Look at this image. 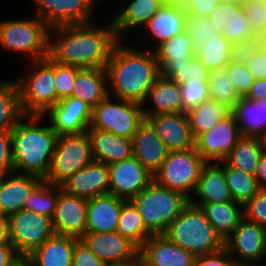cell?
<instances>
[{
  "instance_id": "681fc988",
  "label": "cell",
  "mask_w": 266,
  "mask_h": 266,
  "mask_svg": "<svg viewBox=\"0 0 266 266\" xmlns=\"http://www.w3.org/2000/svg\"><path fill=\"white\" fill-rule=\"evenodd\" d=\"M255 79H266V49L260 44L238 50Z\"/></svg>"
},
{
  "instance_id": "52a82bcc",
  "label": "cell",
  "mask_w": 266,
  "mask_h": 266,
  "mask_svg": "<svg viewBox=\"0 0 266 266\" xmlns=\"http://www.w3.org/2000/svg\"><path fill=\"white\" fill-rule=\"evenodd\" d=\"M34 17L0 22V46L23 52L30 61L45 59L49 54L50 27L38 16Z\"/></svg>"
},
{
  "instance_id": "2e32d148",
  "label": "cell",
  "mask_w": 266,
  "mask_h": 266,
  "mask_svg": "<svg viewBox=\"0 0 266 266\" xmlns=\"http://www.w3.org/2000/svg\"><path fill=\"white\" fill-rule=\"evenodd\" d=\"M109 193L124 200L136 197L154 176L134 157L108 164Z\"/></svg>"
},
{
  "instance_id": "7a4b0ae2",
  "label": "cell",
  "mask_w": 266,
  "mask_h": 266,
  "mask_svg": "<svg viewBox=\"0 0 266 266\" xmlns=\"http://www.w3.org/2000/svg\"><path fill=\"white\" fill-rule=\"evenodd\" d=\"M108 94L143 104L155 79L160 75L155 52L116 44L106 65ZM110 87V88H109Z\"/></svg>"
},
{
  "instance_id": "11a10c76",
  "label": "cell",
  "mask_w": 266,
  "mask_h": 266,
  "mask_svg": "<svg viewBox=\"0 0 266 266\" xmlns=\"http://www.w3.org/2000/svg\"><path fill=\"white\" fill-rule=\"evenodd\" d=\"M194 266H241L223 247L212 254L196 256Z\"/></svg>"
},
{
  "instance_id": "603a6c76",
  "label": "cell",
  "mask_w": 266,
  "mask_h": 266,
  "mask_svg": "<svg viewBox=\"0 0 266 266\" xmlns=\"http://www.w3.org/2000/svg\"><path fill=\"white\" fill-rule=\"evenodd\" d=\"M132 140L133 156L154 176L170 151L147 119L140 124Z\"/></svg>"
},
{
  "instance_id": "f546056e",
  "label": "cell",
  "mask_w": 266,
  "mask_h": 266,
  "mask_svg": "<svg viewBox=\"0 0 266 266\" xmlns=\"http://www.w3.org/2000/svg\"><path fill=\"white\" fill-rule=\"evenodd\" d=\"M192 205L200 207L215 232L223 241L234 232L244 218L243 205L235 201Z\"/></svg>"
},
{
  "instance_id": "60d3db41",
  "label": "cell",
  "mask_w": 266,
  "mask_h": 266,
  "mask_svg": "<svg viewBox=\"0 0 266 266\" xmlns=\"http://www.w3.org/2000/svg\"><path fill=\"white\" fill-rule=\"evenodd\" d=\"M225 176L233 201L243 206L260 190L256 178L240 169L225 166Z\"/></svg>"
},
{
  "instance_id": "5b68a950",
  "label": "cell",
  "mask_w": 266,
  "mask_h": 266,
  "mask_svg": "<svg viewBox=\"0 0 266 266\" xmlns=\"http://www.w3.org/2000/svg\"><path fill=\"white\" fill-rule=\"evenodd\" d=\"M131 201L136 206L145 228L151 234H163L189 204L183 193L170 190L153 180Z\"/></svg>"
},
{
  "instance_id": "8fae6325",
  "label": "cell",
  "mask_w": 266,
  "mask_h": 266,
  "mask_svg": "<svg viewBox=\"0 0 266 266\" xmlns=\"http://www.w3.org/2000/svg\"><path fill=\"white\" fill-rule=\"evenodd\" d=\"M10 242L20 256L28 257L54 234L52 219L22 209L8 216Z\"/></svg>"
},
{
  "instance_id": "003e7915",
  "label": "cell",
  "mask_w": 266,
  "mask_h": 266,
  "mask_svg": "<svg viewBox=\"0 0 266 266\" xmlns=\"http://www.w3.org/2000/svg\"><path fill=\"white\" fill-rule=\"evenodd\" d=\"M171 2L182 4L185 0H170Z\"/></svg>"
},
{
  "instance_id": "ffe728a7",
  "label": "cell",
  "mask_w": 266,
  "mask_h": 266,
  "mask_svg": "<svg viewBox=\"0 0 266 266\" xmlns=\"http://www.w3.org/2000/svg\"><path fill=\"white\" fill-rule=\"evenodd\" d=\"M60 186L68 194L85 199L107 194L109 193L108 164L93 160Z\"/></svg>"
},
{
  "instance_id": "e575fe53",
  "label": "cell",
  "mask_w": 266,
  "mask_h": 266,
  "mask_svg": "<svg viewBox=\"0 0 266 266\" xmlns=\"http://www.w3.org/2000/svg\"><path fill=\"white\" fill-rule=\"evenodd\" d=\"M154 48L159 67H180L188 63L196 53L186 30Z\"/></svg>"
},
{
  "instance_id": "680465c9",
  "label": "cell",
  "mask_w": 266,
  "mask_h": 266,
  "mask_svg": "<svg viewBox=\"0 0 266 266\" xmlns=\"http://www.w3.org/2000/svg\"><path fill=\"white\" fill-rule=\"evenodd\" d=\"M227 15V1H222L209 15L208 19H210L215 25L218 33L222 32V28L224 26Z\"/></svg>"
},
{
  "instance_id": "b9f144b4",
  "label": "cell",
  "mask_w": 266,
  "mask_h": 266,
  "mask_svg": "<svg viewBox=\"0 0 266 266\" xmlns=\"http://www.w3.org/2000/svg\"><path fill=\"white\" fill-rule=\"evenodd\" d=\"M208 85L210 98L224 104L231 110L235 108L237 102L242 98L228 77L225 67L210 71Z\"/></svg>"
},
{
  "instance_id": "7402d4cb",
  "label": "cell",
  "mask_w": 266,
  "mask_h": 266,
  "mask_svg": "<svg viewBox=\"0 0 266 266\" xmlns=\"http://www.w3.org/2000/svg\"><path fill=\"white\" fill-rule=\"evenodd\" d=\"M42 181L35 175L17 172L0 177V214L9 216L24 209L30 193Z\"/></svg>"
},
{
  "instance_id": "e0dca14e",
  "label": "cell",
  "mask_w": 266,
  "mask_h": 266,
  "mask_svg": "<svg viewBox=\"0 0 266 266\" xmlns=\"http://www.w3.org/2000/svg\"><path fill=\"white\" fill-rule=\"evenodd\" d=\"M88 199L68 194L58 185L52 219L54 233L81 239L86 232Z\"/></svg>"
},
{
  "instance_id": "e7e4bbea",
  "label": "cell",
  "mask_w": 266,
  "mask_h": 266,
  "mask_svg": "<svg viewBox=\"0 0 266 266\" xmlns=\"http://www.w3.org/2000/svg\"><path fill=\"white\" fill-rule=\"evenodd\" d=\"M10 266H33L29 257L21 256Z\"/></svg>"
},
{
  "instance_id": "9a60e30c",
  "label": "cell",
  "mask_w": 266,
  "mask_h": 266,
  "mask_svg": "<svg viewBox=\"0 0 266 266\" xmlns=\"http://www.w3.org/2000/svg\"><path fill=\"white\" fill-rule=\"evenodd\" d=\"M242 137L234 115L221 119L195 139V148L206 162H222Z\"/></svg>"
},
{
  "instance_id": "6da1fadb",
  "label": "cell",
  "mask_w": 266,
  "mask_h": 266,
  "mask_svg": "<svg viewBox=\"0 0 266 266\" xmlns=\"http://www.w3.org/2000/svg\"><path fill=\"white\" fill-rule=\"evenodd\" d=\"M95 22L50 28L49 54L56 63L80 68H106L119 40L113 21L104 28ZM53 37L59 38L55 43Z\"/></svg>"
},
{
  "instance_id": "d6a6232c",
  "label": "cell",
  "mask_w": 266,
  "mask_h": 266,
  "mask_svg": "<svg viewBox=\"0 0 266 266\" xmlns=\"http://www.w3.org/2000/svg\"><path fill=\"white\" fill-rule=\"evenodd\" d=\"M232 114L242 136L257 137L266 129V97L259 101L242 97Z\"/></svg>"
},
{
  "instance_id": "c3c4849f",
  "label": "cell",
  "mask_w": 266,
  "mask_h": 266,
  "mask_svg": "<svg viewBox=\"0 0 266 266\" xmlns=\"http://www.w3.org/2000/svg\"><path fill=\"white\" fill-rule=\"evenodd\" d=\"M80 69L81 68L77 66L60 64L54 61L57 103L62 99L72 96L75 77Z\"/></svg>"
},
{
  "instance_id": "4dcf8cb0",
  "label": "cell",
  "mask_w": 266,
  "mask_h": 266,
  "mask_svg": "<svg viewBox=\"0 0 266 266\" xmlns=\"http://www.w3.org/2000/svg\"><path fill=\"white\" fill-rule=\"evenodd\" d=\"M221 34L238 50L259 43L242 3L227 1V15Z\"/></svg>"
},
{
  "instance_id": "484cf974",
  "label": "cell",
  "mask_w": 266,
  "mask_h": 266,
  "mask_svg": "<svg viewBox=\"0 0 266 266\" xmlns=\"http://www.w3.org/2000/svg\"><path fill=\"white\" fill-rule=\"evenodd\" d=\"M124 201L111 193L88 199L86 232L116 231Z\"/></svg>"
},
{
  "instance_id": "277c9868",
  "label": "cell",
  "mask_w": 266,
  "mask_h": 266,
  "mask_svg": "<svg viewBox=\"0 0 266 266\" xmlns=\"http://www.w3.org/2000/svg\"><path fill=\"white\" fill-rule=\"evenodd\" d=\"M163 234L195 256L212 254L224 247V241L215 232L203 211L191 203L168 225Z\"/></svg>"
},
{
  "instance_id": "4fadbf2b",
  "label": "cell",
  "mask_w": 266,
  "mask_h": 266,
  "mask_svg": "<svg viewBox=\"0 0 266 266\" xmlns=\"http://www.w3.org/2000/svg\"><path fill=\"white\" fill-rule=\"evenodd\" d=\"M224 248L241 266H261L254 262L266 256V229L243 218L224 240Z\"/></svg>"
},
{
  "instance_id": "4316f807",
  "label": "cell",
  "mask_w": 266,
  "mask_h": 266,
  "mask_svg": "<svg viewBox=\"0 0 266 266\" xmlns=\"http://www.w3.org/2000/svg\"><path fill=\"white\" fill-rule=\"evenodd\" d=\"M187 13L182 4L166 1L145 25L153 35L156 47L186 30Z\"/></svg>"
},
{
  "instance_id": "5bb4252c",
  "label": "cell",
  "mask_w": 266,
  "mask_h": 266,
  "mask_svg": "<svg viewBox=\"0 0 266 266\" xmlns=\"http://www.w3.org/2000/svg\"><path fill=\"white\" fill-rule=\"evenodd\" d=\"M36 16L50 28L93 22L97 0H34Z\"/></svg>"
},
{
  "instance_id": "3957f363",
  "label": "cell",
  "mask_w": 266,
  "mask_h": 266,
  "mask_svg": "<svg viewBox=\"0 0 266 266\" xmlns=\"http://www.w3.org/2000/svg\"><path fill=\"white\" fill-rule=\"evenodd\" d=\"M42 116L24 115L11 130L14 172L46 178L58 134L51 125L38 126ZM29 120V123H26ZM22 170V171H21Z\"/></svg>"
},
{
  "instance_id": "7bdbcfd3",
  "label": "cell",
  "mask_w": 266,
  "mask_h": 266,
  "mask_svg": "<svg viewBox=\"0 0 266 266\" xmlns=\"http://www.w3.org/2000/svg\"><path fill=\"white\" fill-rule=\"evenodd\" d=\"M58 199V185L42 181L27 198L24 209L52 218Z\"/></svg>"
},
{
  "instance_id": "7c38bea8",
  "label": "cell",
  "mask_w": 266,
  "mask_h": 266,
  "mask_svg": "<svg viewBox=\"0 0 266 266\" xmlns=\"http://www.w3.org/2000/svg\"><path fill=\"white\" fill-rule=\"evenodd\" d=\"M81 240L108 266H139V249L117 231L85 232Z\"/></svg>"
},
{
  "instance_id": "03108f58",
  "label": "cell",
  "mask_w": 266,
  "mask_h": 266,
  "mask_svg": "<svg viewBox=\"0 0 266 266\" xmlns=\"http://www.w3.org/2000/svg\"><path fill=\"white\" fill-rule=\"evenodd\" d=\"M259 43L266 49V34L259 40Z\"/></svg>"
},
{
  "instance_id": "6f0895ef",
  "label": "cell",
  "mask_w": 266,
  "mask_h": 266,
  "mask_svg": "<svg viewBox=\"0 0 266 266\" xmlns=\"http://www.w3.org/2000/svg\"><path fill=\"white\" fill-rule=\"evenodd\" d=\"M20 257L11 242L0 244V266H10Z\"/></svg>"
},
{
  "instance_id": "83f0119b",
  "label": "cell",
  "mask_w": 266,
  "mask_h": 266,
  "mask_svg": "<svg viewBox=\"0 0 266 266\" xmlns=\"http://www.w3.org/2000/svg\"><path fill=\"white\" fill-rule=\"evenodd\" d=\"M148 99V100H147ZM152 103L150 109L144 107L146 101ZM180 86L170 78L161 74L155 79L143 105L145 119L149 116L165 113H182Z\"/></svg>"
},
{
  "instance_id": "cb8c5ba5",
  "label": "cell",
  "mask_w": 266,
  "mask_h": 266,
  "mask_svg": "<svg viewBox=\"0 0 266 266\" xmlns=\"http://www.w3.org/2000/svg\"><path fill=\"white\" fill-rule=\"evenodd\" d=\"M219 164L220 162H212V165L211 162L204 164L194 191L198 200L191 197L189 203L205 204L233 201L227 186L225 165L221 162V167H219Z\"/></svg>"
},
{
  "instance_id": "f907efd6",
  "label": "cell",
  "mask_w": 266,
  "mask_h": 266,
  "mask_svg": "<svg viewBox=\"0 0 266 266\" xmlns=\"http://www.w3.org/2000/svg\"><path fill=\"white\" fill-rule=\"evenodd\" d=\"M242 6L253 32L261 39L266 34V0H244Z\"/></svg>"
},
{
  "instance_id": "d4e9b609",
  "label": "cell",
  "mask_w": 266,
  "mask_h": 266,
  "mask_svg": "<svg viewBox=\"0 0 266 266\" xmlns=\"http://www.w3.org/2000/svg\"><path fill=\"white\" fill-rule=\"evenodd\" d=\"M94 161L111 164L133 156V140L107 131L88 128Z\"/></svg>"
},
{
  "instance_id": "74e56055",
  "label": "cell",
  "mask_w": 266,
  "mask_h": 266,
  "mask_svg": "<svg viewBox=\"0 0 266 266\" xmlns=\"http://www.w3.org/2000/svg\"><path fill=\"white\" fill-rule=\"evenodd\" d=\"M263 154L256 137L242 136L222 164L232 166L254 176L257 164Z\"/></svg>"
},
{
  "instance_id": "8992f818",
  "label": "cell",
  "mask_w": 266,
  "mask_h": 266,
  "mask_svg": "<svg viewBox=\"0 0 266 266\" xmlns=\"http://www.w3.org/2000/svg\"><path fill=\"white\" fill-rule=\"evenodd\" d=\"M34 72L16 80L19 90L20 107L24 115L44 116L57 104L54 61L45 59L31 61Z\"/></svg>"
},
{
  "instance_id": "d6986e66",
  "label": "cell",
  "mask_w": 266,
  "mask_h": 266,
  "mask_svg": "<svg viewBox=\"0 0 266 266\" xmlns=\"http://www.w3.org/2000/svg\"><path fill=\"white\" fill-rule=\"evenodd\" d=\"M195 259L164 234H152L139 251V266H194Z\"/></svg>"
},
{
  "instance_id": "ab89813d",
  "label": "cell",
  "mask_w": 266,
  "mask_h": 266,
  "mask_svg": "<svg viewBox=\"0 0 266 266\" xmlns=\"http://www.w3.org/2000/svg\"><path fill=\"white\" fill-rule=\"evenodd\" d=\"M24 116L19 99V90L14 81L0 82V131L12 130Z\"/></svg>"
},
{
  "instance_id": "6125c7cd",
  "label": "cell",
  "mask_w": 266,
  "mask_h": 266,
  "mask_svg": "<svg viewBox=\"0 0 266 266\" xmlns=\"http://www.w3.org/2000/svg\"><path fill=\"white\" fill-rule=\"evenodd\" d=\"M6 242H10L9 218L7 215L0 214V244Z\"/></svg>"
},
{
  "instance_id": "a7ac6f4b",
  "label": "cell",
  "mask_w": 266,
  "mask_h": 266,
  "mask_svg": "<svg viewBox=\"0 0 266 266\" xmlns=\"http://www.w3.org/2000/svg\"><path fill=\"white\" fill-rule=\"evenodd\" d=\"M223 1H231V2H240V3H242L244 0H223Z\"/></svg>"
},
{
  "instance_id": "9c48e42d",
  "label": "cell",
  "mask_w": 266,
  "mask_h": 266,
  "mask_svg": "<svg viewBox=\"0 0 266 266\" xmlns=\"http://www.w3.org/2000/svg\"><path fill=\"white\" fill-rule=\"evenodd\" d=\"M205 163L195 146L186 150L170 151L160 170L154 175V180L190 199L192 196L189 192L194 193Z\"/></svg>"
},
{
  "instance_id": "f5cc1de1",
  "label": "cell",
  "mask_w": 266,
  "mask_h": 266,
  "mask_svg": "<svg viewBox=\"0 0 266 266\" xmlns=\"http://www.w3.org/2000/svg\"><path fill=\"white\" fill-rule=\"evenodd\" d=\"M14 172L11 130L0 131V177Z\"/></svg>"
},
{
  "instance_id": "ac0fdd59",
  "label": "cell",
  "mask_w": 266,
  "mask_h": 266,
  "mask_svg": "<svg viewBox=\"0 0 266 266\" xmlns=\"http://www.w3.org/2000/svg\"><path fill=\"white\" fill-rule=\"evenodd\" d=\"M45 114L58 135L80 134L90 126L92 107L80 98L71 96L60 100Z\"/></svg>"
},
{
  "instance_id": "f1b7e54d",
  "label": "cell",
  "mask_w": 266,
  "mask_h": 266,
  "mask_svg": "<svg viewBox=\"0 0 266 266\" xmlns=\"http://www.w3.org/2000/svg\"><path fill=\"white\" fill-rule=\"evenodd\" d=\"M77 240L54 233L28 257L33 266H72V256Z\"/></svg>"
},
{
  "instance_id": "1f68e13d",
  "label": "cell",
  "mask_w": 266,
  "mask_h": 266,
  "mask_svg": "<svg viewBox=\"0 0 266 266\" xmlns=\"http://www.w3.org/2000/svg\"><path fill=\"white\" fill-rule=\"evenodd\" d=\"M105 68H81L75 77L72 96L80 98L92 108L108 95Z\"/></svg>"
},
{
  "instance_id": "bcb514c9",
  "label": "cell",
  "mask_w": 266,
  "mask_h": 266,
  "mask_svg": "<svg viewBox=\"0 0 266 266\" xmlns=\"http://www.w3.org/2000/svg\"><path fill=\"white\" fill-rule=\"evenodd\" d=\"M180 91L182 113H187L210 98L208 80H195V78H192L186 84L180 85Z\"/></svg>"
},
{
  "instance_id": "30bf717a",
  "label": "cell",
  "mask_w": 266,
  "mask_h": 266,
  "mask_svg": "<svg viewBox=\"0 0 266 266\" xmlns=\"http://www.w3.org/2000/svg\"><path fill=\"white\" fill-rule=\"evenodd\" d=\"M92 161L91 142L87 132L59 135L50 169L44 181L61 185Z\"/></svg>"
},
{
  "instance_id": "44dd1931",
  "label": "cell",
  "mask_w": 266,
  "mask_h": 266,
  "mask_svg": "<svg viewBox=\"0 0 266 266\" xmlns=\"http://www.w3.org/2000/svg\"><path fill=\"white\" fill-rule=\"evenodd\" d=\"M169 151L186 150L195 146L187 113H165L147 118Z\"/></svg>"
},
{
  "instance_id": "836d02e7",
  "label": "cell",
  "mask_w": 266,
  "mask_h": 266,
  "mask_svg": "<svg viewBox=\"0 0 266 266\" xmlns=\"http://www.w3.org/2000/svg\"><path fill=\"white\" fill-rule=\"evenodd\" d=\"M167 0H131L113 19L117 36L138 26H145Z\"/></svg>"
},
{
  "instance_id": "94428289",
  "label": "cell",
  "mask_w": 266,
  "mask_h": 266,
  "mask_svg": "<svg viewBox=\"0 0 266 266\" xmlns=\"http://www.w3.org/2000/svg\"><path fill=\"white\" fill-rule=\"evenodd\" d=\"M254 177L260 189L266 190V154L263 153L257 164Z\"/></svg>"
},
{
  "instance_id": "91938a15",
  "label": "cell",
  "mask_w": 266,
  "mask_h": 266,
  "mask_svg": "<svg viewBox=\"0 0 266 266\" xmlns=\"http://www.w3.org/2000/svg\"><path fill=\"white\" fill-rule=\"evenodd\" d=\"M266 97V79H256L246 98L252 101H259Z\"/></svg>"
},
{
  "instance_id": "d590c367",
  "label": "cell",
  "mask_w": 266,
  "mask_h": 266,
  "mask_svg": "<svg viewBox=\"0 0 266 266\" xmlns=\"http://www.w3.org/2000/svg\"><path fill=\"white\" fill-rule=\"evenodd\" d=\"M237 54L238 49L218 33L196 50L195 57L211 71L226 67Z\"/></svg>"
},
{
  "instance_id": "ba28073f",
  "label": "cell",
  "mask_w": 266,
  "mask_h": 266,
  "mask_svg": "<svg viewBox=\"0 0 266 266\" xmlns=\"http://www.w3.org/2000/svg\"><path fill=\"white\" fill-rule=\"evenodd\" d=\"M116 99L118 102L114 103L108 94L92 108L89 128L133 139L138 127L145 120L143 105L134 101Z\"/></svg>"
},
{
  "instance_id": "f35d334b",
  "label": "cell",
  "mask_w": 266,
  "mask_h": 266,
  "mask_svg": "<svg viewBox=\"0 0 266 266\" xmlns=\"http://www.w3.org/2000/svg\"><path fill=\"white\" fill-rule=\"evenodd\" d=\"M116 231L132 242L139 250L152 235L144 226L139 212L131 200L122 204Z\"/></svg>"
},
{
  "instance_id": "816d5d0a",
  "label": "cell",
  "mask_w": 266,
  "mask_h": 266,
  "mask_svg": "<svg viewBox=\"0 0 266 266\" xmlns=\"http://www.w3.org/2000/svg\"><path fill=\"white\" fill-rule=\"evenodd\" d=\"M244 218L266 229V190L258 193L243 206Z\"/></svg>"
},
{
  "instance_id": "db71d44e",
  "label": "cell",
  "mask_w": 266,
  "mask_h": 266,
  "mask_svg": "<svg viewBox=\"0 0 266 266\" xmlns=\"http://www.w3.org/2000/svg\"><path fill=\"white\" fill-rule=\"evenodd\" d=\"M72 266H108L100 260L81 240L75 242Z\"/></svg>"
},
{
  "instance_id": "ee69618b",
  "label": "cell",
  "mask_w": 266,
  "mask_h": 266,
  "mask_svg": "<svg viewBox=\"0 0 266 266\" xmlns=\"http://www.w3.org/2000/svg\"><path fill=\"white\" fill-rule=\"evenodd\" d=\"M160 74L172 79L179 86L186 84L190 79L209 80L210 70L195 56L188 63L180 67H159Z\"/></svg>"
},
{
  "instance_id": "8d00e7d4",
  "label": "cell",
  "mask_w": 266,
  "mask_h": 266,
  "mask_svg": "<svg viewBox=\"0 0 266 266\" xmlns=\"http://www.w3.org/2000/svg\"><path fill=\"white\" fill-rule=\"evenodd\" d=\"M231 113V109L216 100L209 98L203 101L198 107L187 112L193 137L196 139L200 134L209 131Z\"/></svg>"
},
{
  "instance_id": "9f6ffc18",
  "label": "cell",
  "mask_w": 266,
  "mask_h": 266,
  "mask_svg": "<svg viewBox=\"0 0 266 266\" xmlns=\"http://www.w3.org/2000/svg\"><path fill=\"white\" fill-rule=\"evenodd\" d=\"M223 0H185L182 5L188 15L209 17Z\"/></svg>"
},
{
  "instance_id": "7dc6e473",
  "label": "cell",
  "mask_w": 266,
  "mask_h": 266,
  "mask_svg": "<svg viewBox=\"0 0 266 266\" xmlns=\"http://www.w3.org/2000/svg\"><path fill=\"white\" fill-rule=\"evenodd\" d=\"M186 31L190 35L195 50L203 46L211 37L218 34L213 22L203 16H186Z\"/></svg>"
},
{
  "instance_id": "be15d7a7",
  "label": "cell",
  "mask_w": 266,
  "mask_h": 266,
  "mask_svg": "<svg viewBox=\"0 0 266 266\" xmlns=\"http://www.w3.org/2000/svg\"><path fill=\"white\" fill-rule=\"evenodd\" d=\"M256 138L259 142L262 152L266 154V129L261 132Z\"/></svg>"
},
{
  "instance_id": "f6af8a7d",
  "label": "cell",
  "mask_w": 266,
  "mask_h": 266,
  "mask_svg": "<svg viewBox=\"0 0 266 266\" xmlns=\"http://www.w3.org/2000/svg\"><path fill=\"white\" fill-rule=\"evenodd\" d=\"M225 68L238 94L246 97L256 79L249 71L244 59L237 54Z\"/></svg>"
}]
</instances>
